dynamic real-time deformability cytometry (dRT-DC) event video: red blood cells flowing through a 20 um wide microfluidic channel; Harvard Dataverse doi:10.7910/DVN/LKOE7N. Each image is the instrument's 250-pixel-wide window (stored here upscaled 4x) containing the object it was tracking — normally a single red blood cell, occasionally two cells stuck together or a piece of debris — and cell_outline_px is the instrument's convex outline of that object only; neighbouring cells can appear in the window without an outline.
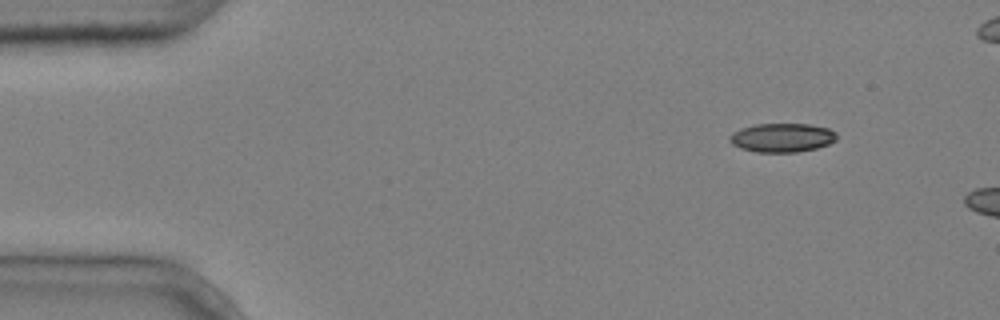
{"species": "common noctule bat (a hibernating species)", "species_latin": "Nyctalus noctula", "temperature_condition": "cold", "stored_images_in_passage": 3, "camera_frame_rate_fps": 3000, "um_per_image_px": 0.085, "animal": {"sex": "male", "body_mass_g": 20.4}, "frame": {"image": 1, "passage_image": 1, "time_ms": 0.0, "image_size_px": [1000, 320], "cell_outline_px": [[836, 140], [828, 144], [816, 148], [796, 152], [756, 152], [740, 148], [732, 144], [728, 140], [728, 136], [732, 132], [740, 128], [756, 124], [808, 124], [828, 128], [836, 132]], "centroid_in_image_um": [66.43, 11.7], "position_along_channel_um": 18.6, "area_um2": 18.09}}